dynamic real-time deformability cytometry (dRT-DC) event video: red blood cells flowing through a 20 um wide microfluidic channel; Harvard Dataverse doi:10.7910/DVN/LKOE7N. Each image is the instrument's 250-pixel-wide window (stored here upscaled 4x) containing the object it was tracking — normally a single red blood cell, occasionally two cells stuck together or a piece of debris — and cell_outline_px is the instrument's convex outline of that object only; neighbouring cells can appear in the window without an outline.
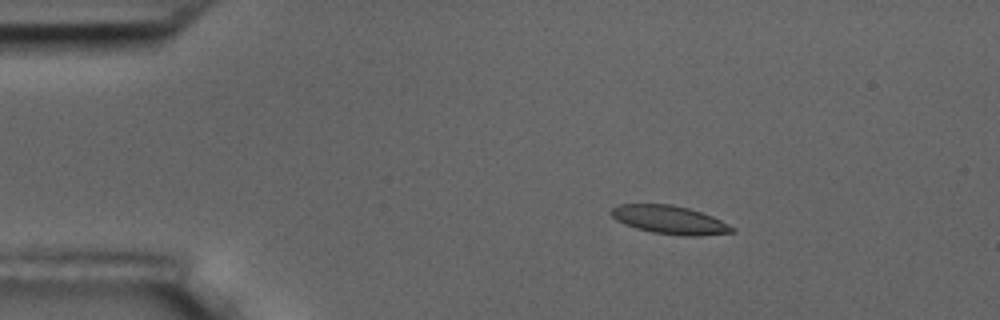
{"species": "common noctule bat (a hibernating species)", "species_latin": "Nyctalus noctula", "temperature_condition": "room temperature", "stored_images_in_passage": 15, "camera_frame_rate_fps": 3000, "um_per_image_px": 0.085, "animal": {"sex": "male", "body_mass_g": 17.5, "forearm_length_mm": 52.3}, "frame": {"image": 1, "passage_image": 3, "time_ms": 2.333, "image_size_px": [1000, 320], "cell_outline_px": [[736, 232], [700, 236], [684, 236], [652, 232], [636, 228], [624, 224], [616, 220], [612, 216], [612, 208], [620, 204], [672, 204], [688, 208], [712, 216], [736, 228]], "centroid_in_image_um": [56.95, 18.69], "position_along_channel_um": 28.1, "area_um2": 19.94}}
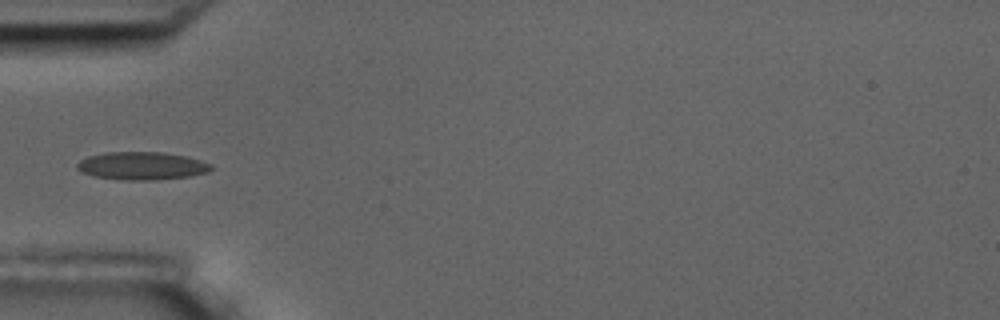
{"frame": {"image": 2, "passage_image": 5, "time_ms": 5.333, "image_size_px": [1000, 320], "cell_outline_px": [[212, 168], [208, 172], [192, 176], [156, 180], [128, 180], [96, 176], [84, 172], [76, 168], [76, 164], [80, 160], [88, 156], [108, 152], [164, 152], [184, 156], [212, 164]], "centroid_in_image_um": [12.08, 14.09], "position_along_channel_um": 72.9, "area_um2": 21.62}}
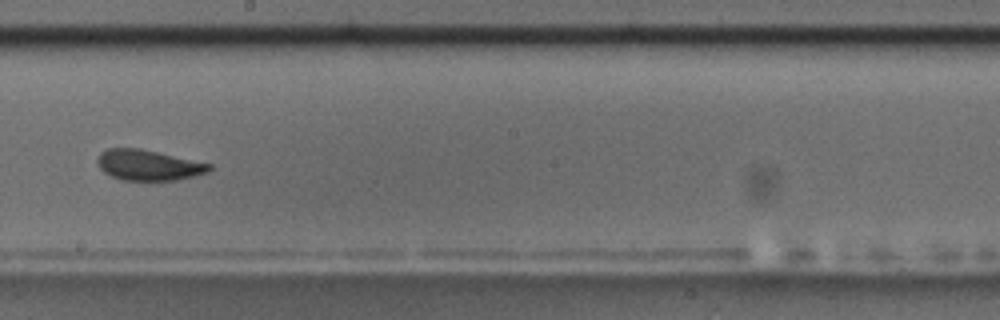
{"frame": {"image": 3, "passage_image": 9, "time_ms": 10.0, "image_size_px": [1000, 320], "cell_outline_px": [[212, 168], [208, 172], [196, 176], [176, 180], [124, 180], [112, 176], [104, 172], [96, 164], [96, 160], [100, 152], [108, 148], [140, 148], [212, 164]], "centroid_in_image_um": [12.61, 14.03], "position_along_channel_um": 235.6, "area_um2": 20.0}, "authors_computed_cell_mechanics": {"area_um2": 19.9988, "velocity_mm_per_s": 3.4924, "shape_relaxation_time_tau1_ms": null, "shape_relaxation_time_tau2_ms": 2.0801, "deformation_change_tau1": null, "deformation_change_tau2": 0.0818}}